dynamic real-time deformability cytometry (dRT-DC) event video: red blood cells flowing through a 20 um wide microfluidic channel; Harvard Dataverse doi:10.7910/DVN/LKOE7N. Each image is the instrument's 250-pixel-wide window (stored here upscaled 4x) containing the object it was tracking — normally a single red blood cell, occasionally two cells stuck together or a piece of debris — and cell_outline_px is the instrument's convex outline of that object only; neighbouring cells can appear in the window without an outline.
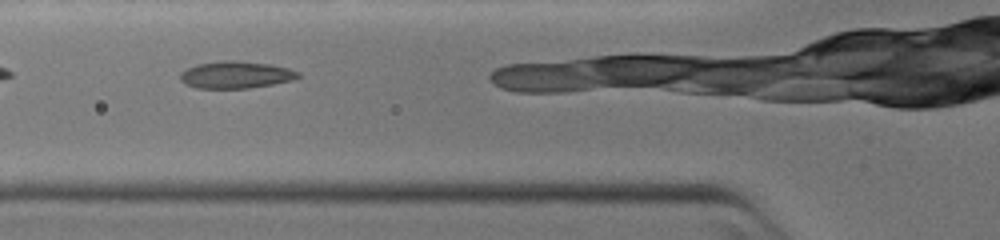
{"species": "common noctule bat (a hibernating species)", "species_latin": "Nyctalus noctula", "temperature_condition": "warm", "stored_images_in_passage": 21, "camera_frame_rate_fps": 3000, "um_per_image_px": 0.085, "animal": {"sex": "female", "body_mass_g": 19.0, "forearm_length_mm": 51.5}, "frame": {"image": 1, "passage_image": 4, "time_ms": 1.0, "image_size_px": [1000, 240], "cell_outline_px": [[300, 76], [292, 80], [272, 84], [248, 88], [196, 88], [184, 84], [180, 80], [180, 72], [196, 64], [268, 64], [288, 68], [300, 72]], "centroid_in_image_um": [20.04, 6.43], "position_along_channel_um": 105.8, "area_um2": 17.4}}
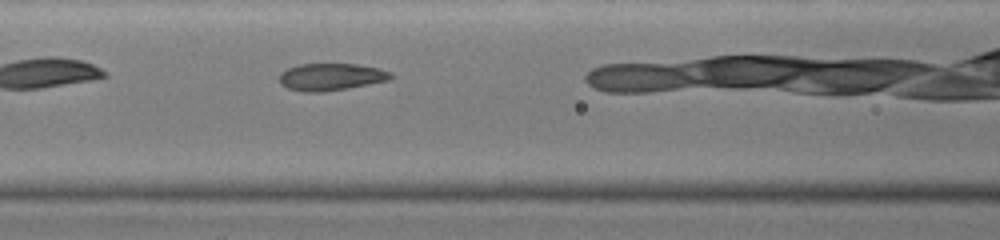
{"frame": {"image": 2, "passage_image": 7, "time_ms": 2.0, "image_size_px": [1000, 240], "cell_outline_px": [[392, 76], [388, 80], [348, 88], [324, 92], [304, 92], [288, 88], [280, 84], [280, 72], [288, 68], [300, 64], [356, 64], [380, 68], [392, 72]], "centroid_in_image_um": [28.13, 6.53], "position_along_channel_um": 138.5, "area_um2": 17.63}}